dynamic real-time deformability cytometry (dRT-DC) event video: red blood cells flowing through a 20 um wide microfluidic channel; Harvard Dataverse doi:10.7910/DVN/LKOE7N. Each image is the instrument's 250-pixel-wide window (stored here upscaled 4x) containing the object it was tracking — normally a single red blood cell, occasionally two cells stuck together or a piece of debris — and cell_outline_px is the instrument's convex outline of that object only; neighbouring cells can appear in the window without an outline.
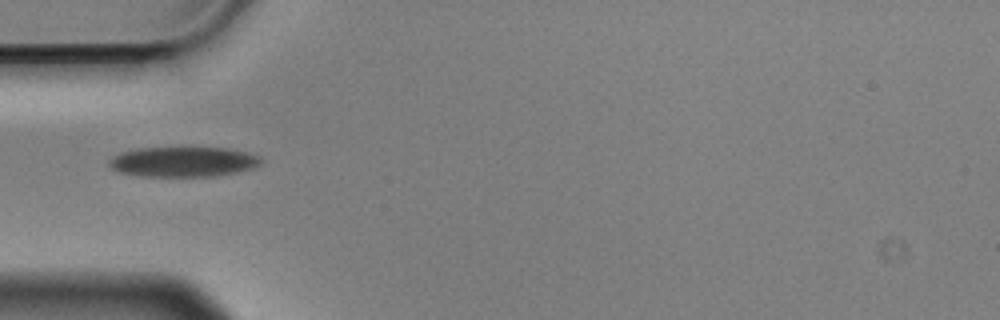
{"species": "Egyptian fruit bat (a non-hibernating species)", "species_latin": "Rousettus aegyptiacus", "temperature_condition": "cold", "stored_images_in_passage": 24, "camera_frame_rate_fps": 3000, "um_per_image_px": 0.085, "animal": {"sex": "male"}, "frame": {"image": 1, "passage_image": 1, "time_ms": 0.0, "image_size_px": [1000, 320], "cell_outline_px": [[264, 160], [260, 164], [252, 168], [236, 172], [212, 176], [140, 176], [120, 172], [112, 168], [108, 164], [108, 160], [112, 156], [120, 152], [136, 148], [228, 148], [248, 152], [260, 156]], "centroid_in_image_um": [15.57, 13.74], "position_along_channel_um": 69.4, "area_um2": 26.65}}
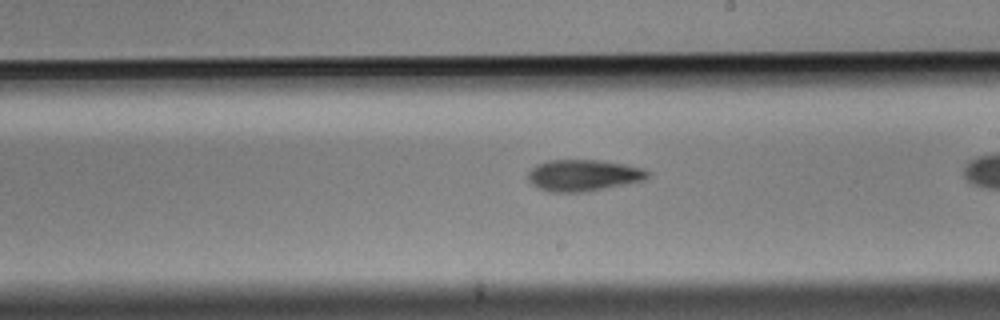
{"frame": {"image": 2, "passage_image": 12, "time_ms": 3.667, "image_size_px": [1000, 320], "cell_outline_px": [[652, 172], [644, 180], [584, 192], [548, 192], [532, 184], [528, 180], [528, 172], [536, 164], [548, 160], [600, 160], [628, 164], [644, 168]], "centroid_in_image_um": [49.6, 14.89], "position_along_channel_um": 239.4, "area_um2": 22.08}}
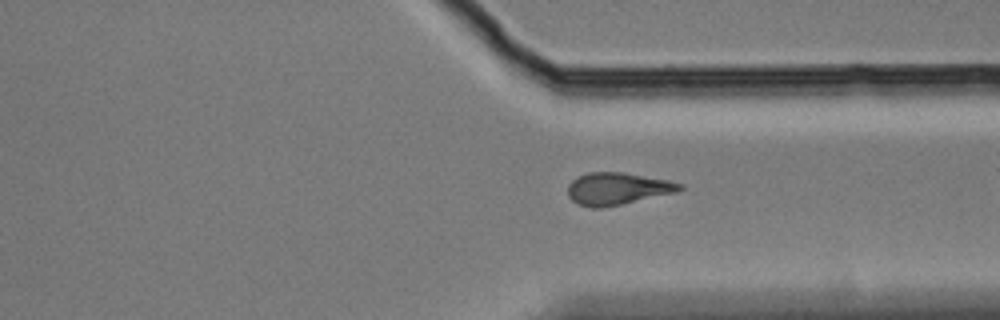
{"frame": {"image": 3, "passage_image": 22, "time_ms": 7.0, "image_size_px": [1000, 320], "cell_outline_px": [[684, 188], [676, 192], [620, 204], [600, 208], [592, 208], [576, 204], [568, 196], [568, 184], [572, 180], [588, 172], [624, 172], [668, 180], [684, 184]], "centroid_in_image_um": [52.47, 16.03], "position_along_channel_um": 358.9, "area_um2": 20.92}}